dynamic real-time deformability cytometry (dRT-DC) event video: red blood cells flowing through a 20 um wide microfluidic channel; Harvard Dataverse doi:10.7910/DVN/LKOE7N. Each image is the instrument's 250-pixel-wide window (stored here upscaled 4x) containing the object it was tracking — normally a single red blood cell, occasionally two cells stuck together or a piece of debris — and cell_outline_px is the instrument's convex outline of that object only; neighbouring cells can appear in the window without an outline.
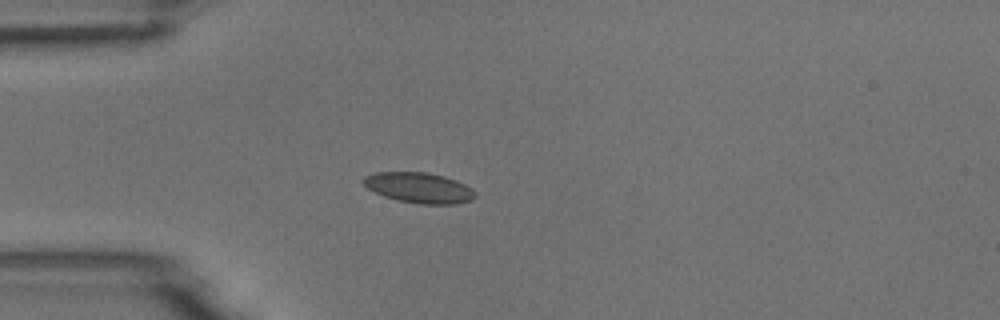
{"species": "common noctule bat (a hibernating species)", "species_latin": "Nyctalus noctula", "temperature_condition": "room temperature", "stored_images_in_passage": 22, "camera_frame_rate_fps": 3000, "um_per_image_px": 0.085, "animal": {"sex": "male", "body_mass_g": 18.8}, "frame": {"image": 1, "passage_image": 1, "time_ms": 0.0, "image_size_px": [1000, 320], "cell_outline_px": [[476, 196], [472, 200], [456, 204], [420, 204], [396, 200], [384, 196], [368, 188], [360, 180], [364, 176], [376, 172], [428, 172], [444, 176], [456, 180], [472, 188], [476, 192]], "centroid_in_image_um": [35.63, 15.96], "position_along_channel_um": 49.4, "area_um2": 20.0}}
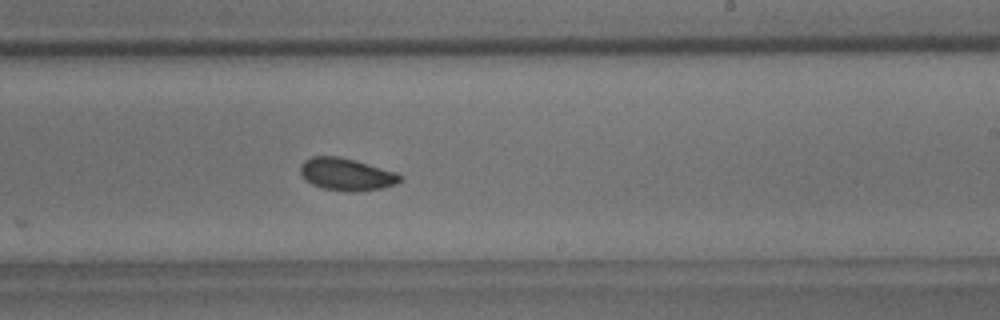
{"frame": {"image": 2, "passage_image": 19, "time_ms": 6.0, "image_size_px": [1000, 320], "cell_outline_px": [[404, 176], [396, 184], [384, 188], [320, 188], [304, 180], [300, 172], [300, 164], [304, 160], [312, 156], [336, 156], [352, 160], [396, 172]], "centroid_in_image_um": [29.39, 14.76], "position_along_channel_um": 259.6, "area_um2": 17.86}}
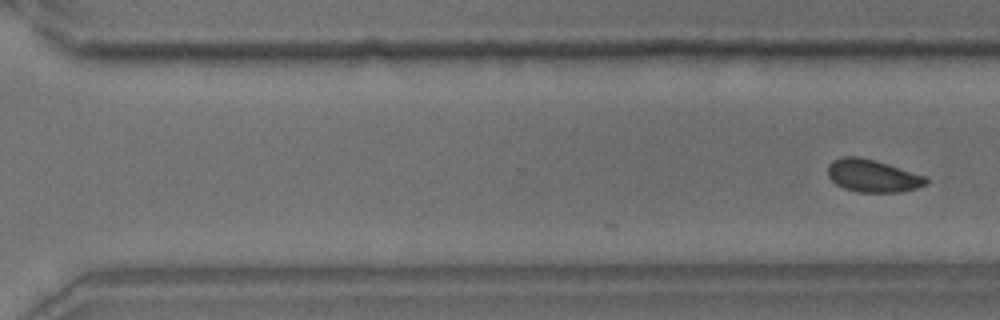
{"frame": {"image": 3, "passage_image": 22, "time_ms": 7.0, "image_size_px": [1000, 320], "cell_outline_px": [[928, 184], [916, 188], [900, 192], [856, 192], [844, 188], [836, 184], [828, 176], [828, 164], [832, 160], [840, 156], [860, 156], [888, 164], [928, 176]], "centroid_in_image_um": [74.18, 14.93], "position_along_channel_um": 296.4, "area_um2": 18.9}}